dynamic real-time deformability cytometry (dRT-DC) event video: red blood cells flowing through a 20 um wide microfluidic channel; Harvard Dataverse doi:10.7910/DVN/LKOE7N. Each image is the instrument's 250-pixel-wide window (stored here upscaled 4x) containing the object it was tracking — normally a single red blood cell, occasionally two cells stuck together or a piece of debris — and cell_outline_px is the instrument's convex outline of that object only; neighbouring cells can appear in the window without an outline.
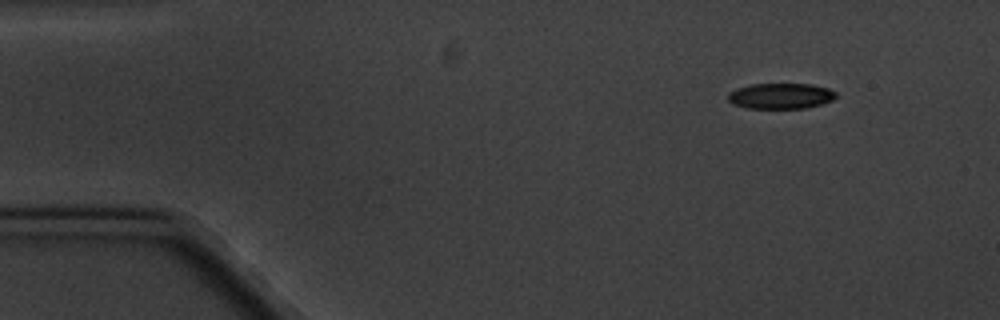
{"species": "common noctule bat (a hibernating species)", "species_latin": "Nyctalus noctula", "temperature_condition": "cold", "stored_images_in_passage": 4, "camera_frame_rate_fps": 3000, "um_per_image_px": 0.085, "animal": {"sex": "male", "body_mass_g": 20.1, "forearm_length_mm": 53.5}, "frame": {"image": 1, "passage_image": 1, "time_ms": 0.0, "image_size_px": [1000, 320], "cell_outline_px": [[836, 96], [832, 100], [808, 108], [748, 108], [732, 104], [728, 100], [728, 92], [736, 88], [752, 84], [812, 84], [828, 88], [836, 92]], "centroid_in_image_um": [66.34, 8.15], "position_along_channel_um": 18.7, "area_um2": 16.18}}
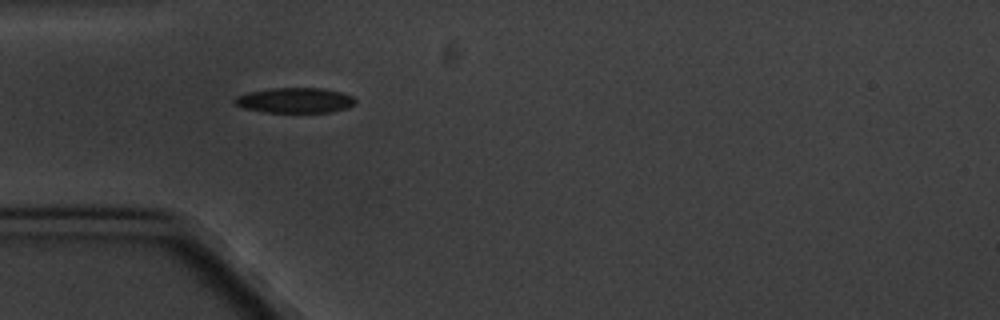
{"frame": {"image": 2, "passage_image": 4, "time_ms": 3.667, "image_size_px": [1000, 320], "cell_outline_px": [[356, 104], [348, 108], [332, 112], [264, 112], [240, 108], [232, 100], [236, 96], [248, 92], [272, 88], [320, 88], [340, 92], [352, 96], [356, 100]], "centroid_in_image_um": [25.05, 8.53], "position_along_channel_um": 59.9, "area_um2": 17.86}}